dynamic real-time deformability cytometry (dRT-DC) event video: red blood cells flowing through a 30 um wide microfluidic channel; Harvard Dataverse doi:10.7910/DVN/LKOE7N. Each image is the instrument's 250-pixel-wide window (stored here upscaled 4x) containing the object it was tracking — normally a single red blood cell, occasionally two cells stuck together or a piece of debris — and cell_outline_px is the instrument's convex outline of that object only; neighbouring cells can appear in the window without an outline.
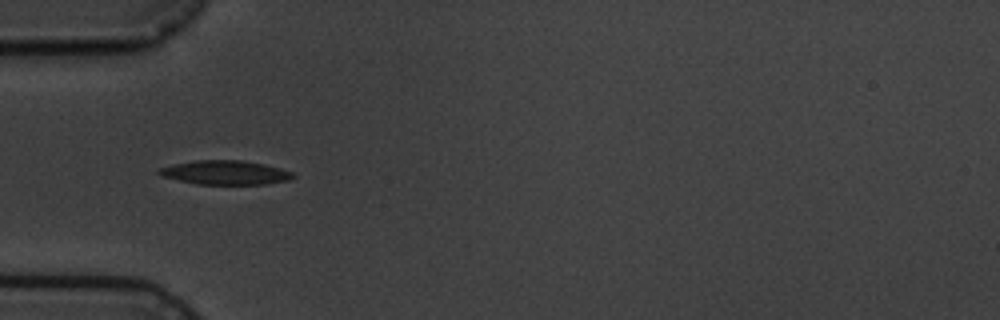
{"species": "common noctule bat (a hibernating species)", "species_latin": "Nyctalus noctula", "temperature_condition": "cold", "stored_images_in_passage": 3, "camera_frame_rate_fps": 3000, "um_per_image_px": 0.085, "animal": {"sex": "male", "body_mass_g": 19.5, "forearm_length_mm": 54.6}, "frame": {"image": 1, "passage_image": 1, "time_ms": 0.0, "image_size_px": [1000, 320], "cell_outline_px": [[296, 176], [288, 180], [264, 184], [196, 184], [160, 176], [156, 172], [156, 168], [172, 164], [196, 160], [240, 160], [264, 164], [280, 168], [292, 172]], "centroid_in_image_um": [19.08, 14.66], "position_along_channel_um": 65.9, "area_um2": 18.9}}
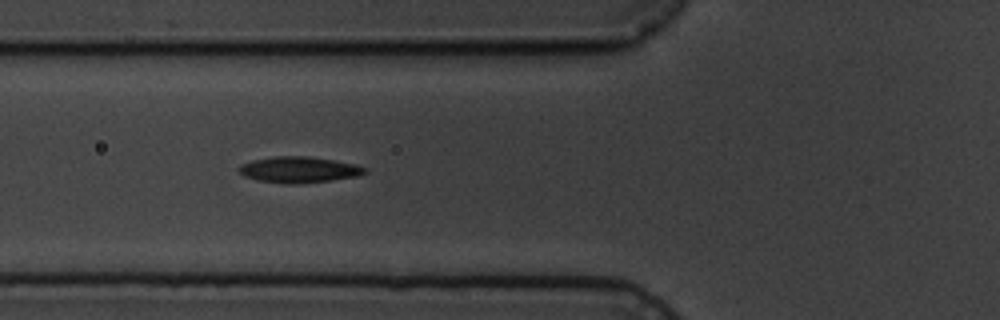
{"frame": {"image": 2, "passage_image": 2, "time_ms": 1.0, "image_size_px": [1000, 320], "cell_outline_px": [[368, 172], [360, 176], [332, 180], [296, 184], [288, 184], [260, 180], [244, 176], [236, 168], [240, 164], [252, 160], [276, 156], [308, 156], [356, 164], [368, 168]], "centroid_in_image_um": [25.44, 14.42], "position_along_channel_um": 100.4, "area_um2": 19.19}}
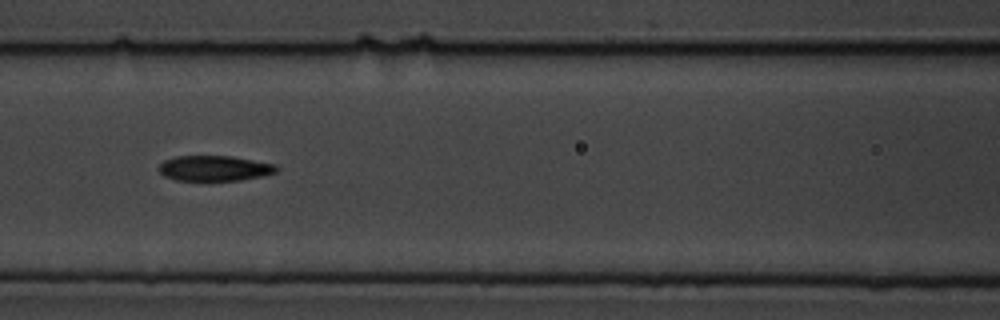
{"frame": {"image": 3, "passage_image": 3, "time_ms": 2.333, "image_size_px": [1000, 320], "cell_outline_px": [[280, 168], [276, 172], [260, 176], [240, 180], [176, 180], [164, 176], [160, 172], [160, 164], [164, 160], [176, 156], [232, 156], [276, 164]], "centroid_in_image_um": [18.25, 14.29], "position_along_channel_um": 148.3, "area_um2": 17.28}}